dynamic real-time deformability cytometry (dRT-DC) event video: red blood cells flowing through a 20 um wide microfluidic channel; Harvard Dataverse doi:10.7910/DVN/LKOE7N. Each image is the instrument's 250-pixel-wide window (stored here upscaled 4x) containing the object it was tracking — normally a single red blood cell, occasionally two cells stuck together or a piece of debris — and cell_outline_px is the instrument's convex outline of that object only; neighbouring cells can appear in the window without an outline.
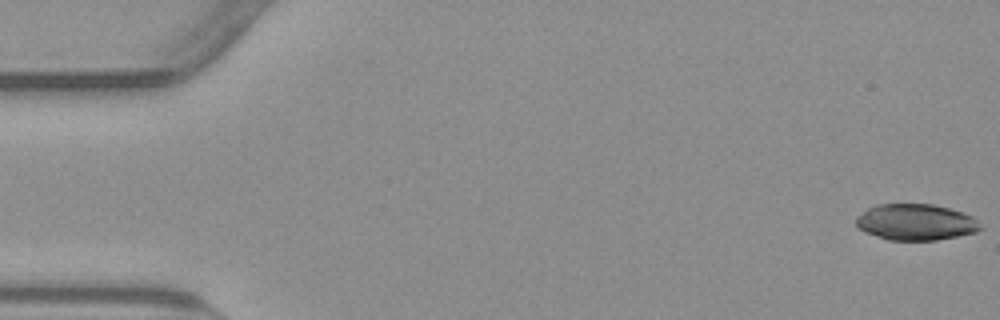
{"species": "common noctule bat (a hibernating species)", "species_latin": "Nyctalus noctula", "temperature_condition": "warm", "stored_images_in_passage": 54, "camera_frame_rate_fps": 3000, "um_per_image_px": 0.085, "animal": {"sex": "male", "body_mass_g": 23.1, "forearm_length_mm": 52.7}, "frame": {"image": 1, "passage_image": 1, "time_ms": 0.0, "image_size_px": [1000, 320], "cell_outline_px": [[984, 228], [976, 232], [936, 240], [888, 240], [864, 232], [856, 224], [856, 216], [868, 208], [876, 204], [932, 204], [948, 208], [972, 216]], "centroid_in_image_um": [77.82, 18.88], "position_along_channel_um": 7.2, "area_um2": 26.18}}
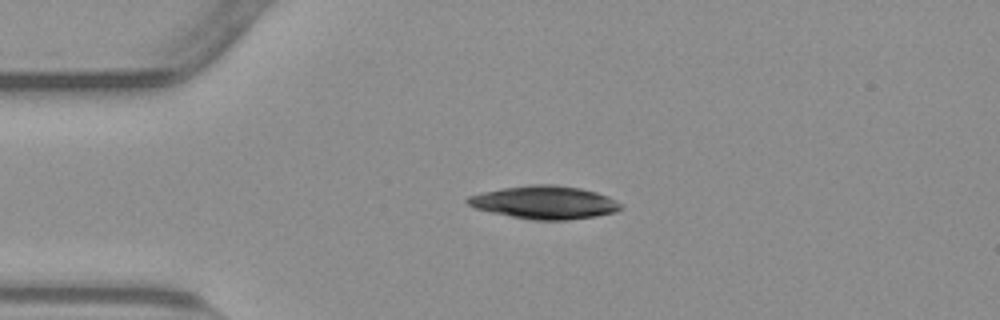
{"frame": {"image": 2, "passage_image": 13, "time_ms": 4.0, "image_size_px": [1000, 320], "cell_outline_px": [[624, 208], [616, 212], [596, 216], [568, 220], [532, 220], [492, 212], [476, 208], [468, 204], [464, 200], [468, 196], [480, 192], [500, 188], [528, 184], [556, 184], [580, 188], [596, 192], [608, 196], [624, 204]], "centroid_in_image_um": [46.31, 17.19], "position_along_channel_um": 38.7, "area_um2": 29.82}}